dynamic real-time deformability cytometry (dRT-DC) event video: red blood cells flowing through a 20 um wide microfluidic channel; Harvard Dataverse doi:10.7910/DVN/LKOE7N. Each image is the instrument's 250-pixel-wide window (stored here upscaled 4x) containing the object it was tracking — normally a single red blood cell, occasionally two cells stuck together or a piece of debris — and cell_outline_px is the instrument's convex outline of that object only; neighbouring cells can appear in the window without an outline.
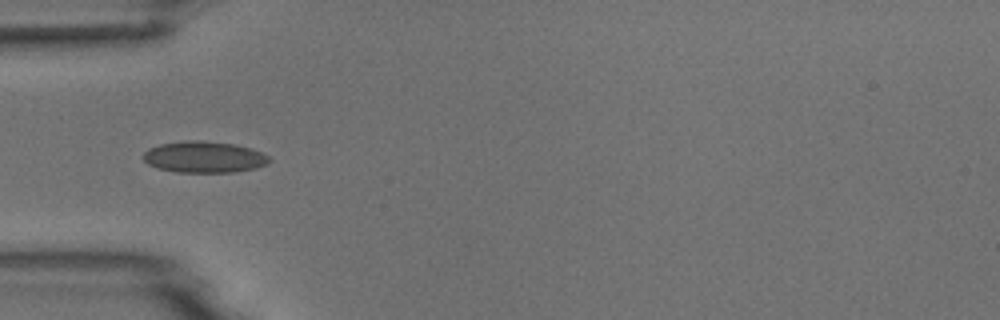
{"species": "common noctule bat (a hibernating species)", "species_latin": "Nyctalus noctula", "temperature_condition": "room temperature", "stored_images_in_passage": 4, "camera_frame_rate_fps": 3000, "um_per_image_px": 0.085, "animal": {"sex": "male", "body_mass_g": 18.8}, "frame": {"image": 1, "passage_image": 4, "time_ms": 3.667, "image_size_px": [1000, 320], "cell_outline_px": [[272, 160], [268, 164], [256, 168], [232, 172], [176, 172], [156, 168], [148, 164], [144, 160], [144, 152], [148, 148], [160, 144], [188, 140], [200, 140], [232, 144], [252, 148], [268, 156]], "centroid_in_image_um": [17.35, 13.35], "position_along_channel_um": 67.7, "area_um2": 23.06}}